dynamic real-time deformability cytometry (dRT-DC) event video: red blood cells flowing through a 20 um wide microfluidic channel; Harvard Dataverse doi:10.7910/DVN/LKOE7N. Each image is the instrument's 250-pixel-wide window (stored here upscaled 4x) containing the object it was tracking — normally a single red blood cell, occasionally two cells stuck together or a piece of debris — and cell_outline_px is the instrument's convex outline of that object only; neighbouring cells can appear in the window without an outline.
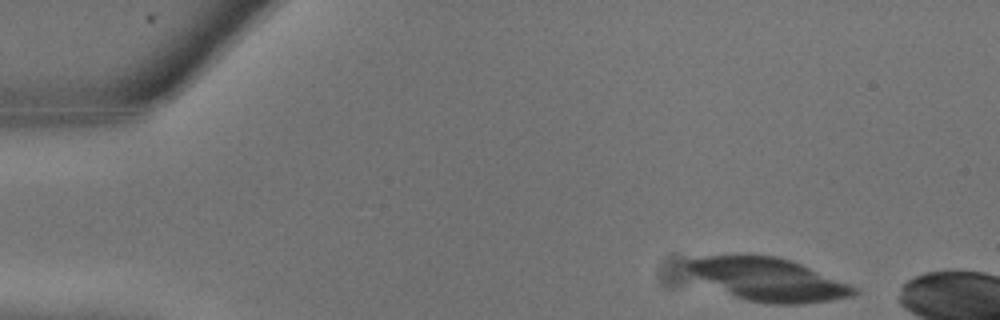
{"species": "common noctule bat (a hibernating species)", "species_latin": "Nyctalus noctula", "temperature_condition": "warm", "stored_images_in_passage": 5, "camera_frame_rate_fps": 3000, "um_per_image_px": 0.085, "animal": {"sex": "male", "body_mass_g": 13.3}, "frame": {"image": 1, "passage_image": 1, "time_ms": 0.0, "image_size_px": [1000, 320], "cell_outline_px": [[860, 292], [852, 296], [832, 300], [804, 304], [768, 304], [748, 300], [736, 296], [688, 272], [688, 260], [704, 256], [776, 256], [792, 260], [848, 284], [856, 288]], "centroid_in_image_um": [65.4, 23.76], "position_along_channel_um": 19.6, "area_um2": 40.4}}